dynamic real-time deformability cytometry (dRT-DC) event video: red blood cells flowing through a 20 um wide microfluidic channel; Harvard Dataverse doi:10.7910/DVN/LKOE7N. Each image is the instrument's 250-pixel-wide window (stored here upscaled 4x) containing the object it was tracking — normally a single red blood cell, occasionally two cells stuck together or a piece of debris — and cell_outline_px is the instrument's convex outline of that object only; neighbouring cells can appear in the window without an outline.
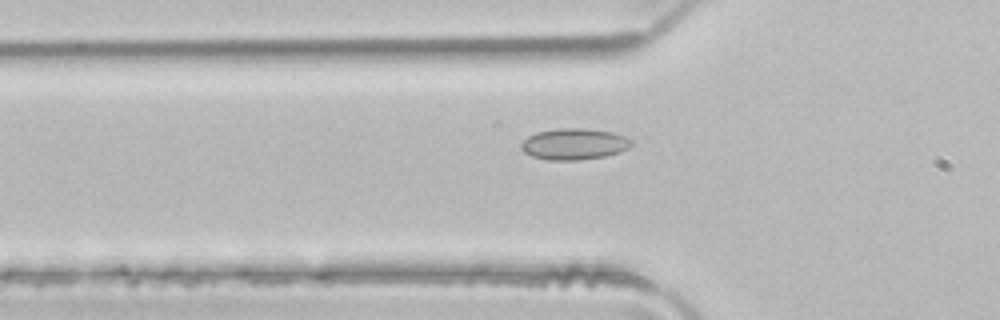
{"species": "common noctule bat (a hibernating species)", "species_latin": "Nyctalus noctula", "temperature_condition": "room temperature", "stored_images_in_passage": 36, "camera_frame_rate_fps": 3000, "um_per_image_px": 0.085, "animal": {"sex": "male", "body_mass_g": 21.5, "forearm_length_mm": 52.0}, "frame": {"image": 1, "passage_image": 6, "time_ms": 1.667, "image_size_px": [1000, 320], "cell_outline_px": [[632, 144], [628, 148], [620, 152], [604, 156], [576, 160], [548, 160], [532, 156], [524, 152], [520, 148], [520, 144], [528, 136], [536, 132], [556, 128], [580, 128], [612, 132], [624, 136], [632, 140]], "centroid_in_image_um": [48.77, 12.24], "position_along_channel_um": 77.0, "area_um2": 20.06}}
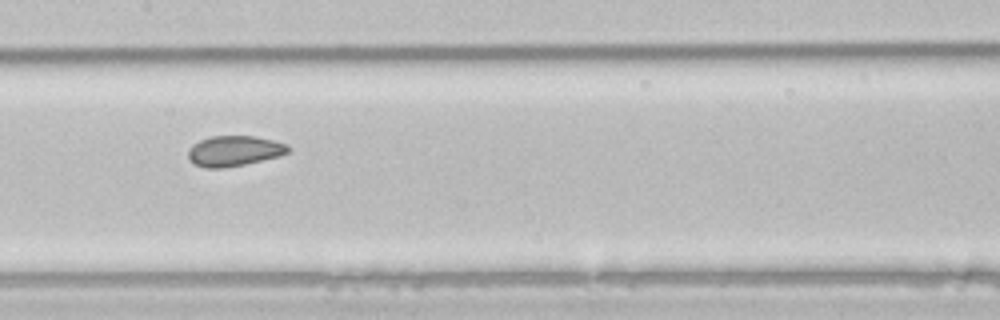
{"frame": {"image": 2, "passage_image": 14, "time_ms": 4.333, "image_size_px": [1000, 320], "cell_outline_px": [[292, 148], [288, 152], [280, 156], [244, 164], [224, 168], [204, 168], [192, 164], [188, 160], [188, 148], [192, 144], [200, 140], [212, 136], [256, 136], [288, 144]], "centroid_in_image_um": [19.88, 12.83], "position_along_channel_um": 187.5, "area_um2": 17.98}}
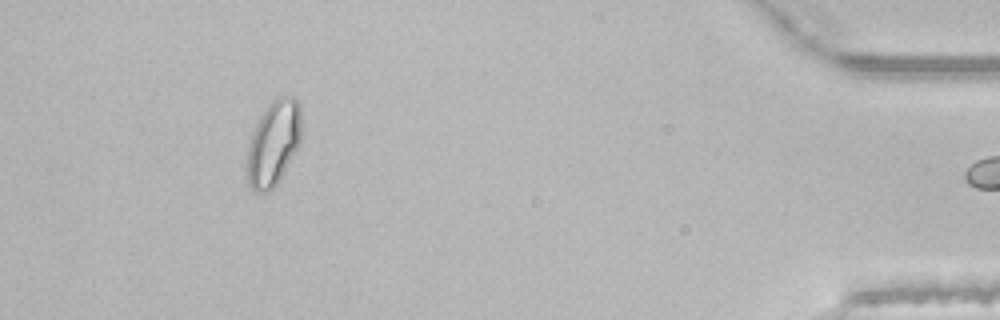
{"frame": {"image": 3, "passage_image": 35, "time_ms": 11.333, "image_size_px": [1000, 320], "cell_outline_px": [[300, 140], [296, 148], [276, 184], [272, 188], [264, 192], [256, 192], [248, 184], [244, 176], [244, 168], [248, 144], [252, 132], [264, 108], [272, 100], [280, 96], [292, 96], [300, 104]], "centroid_in_image_um": [23.17, 12.17], "position_along_channel_um": 412.0, "area_um2": 26.99}, "authors_computed_cell_mechanics": {"area_um2": 18.3804, "velocity_mm_per_s": 4.1096, "shape_relaxation_time_tau1_ms": 9.1552, "shape_relaxation_time_tau2_ms": 1.1869, "deformation_change_tau1": 0.0983, "deformation_change_tau2": 0.0512}}